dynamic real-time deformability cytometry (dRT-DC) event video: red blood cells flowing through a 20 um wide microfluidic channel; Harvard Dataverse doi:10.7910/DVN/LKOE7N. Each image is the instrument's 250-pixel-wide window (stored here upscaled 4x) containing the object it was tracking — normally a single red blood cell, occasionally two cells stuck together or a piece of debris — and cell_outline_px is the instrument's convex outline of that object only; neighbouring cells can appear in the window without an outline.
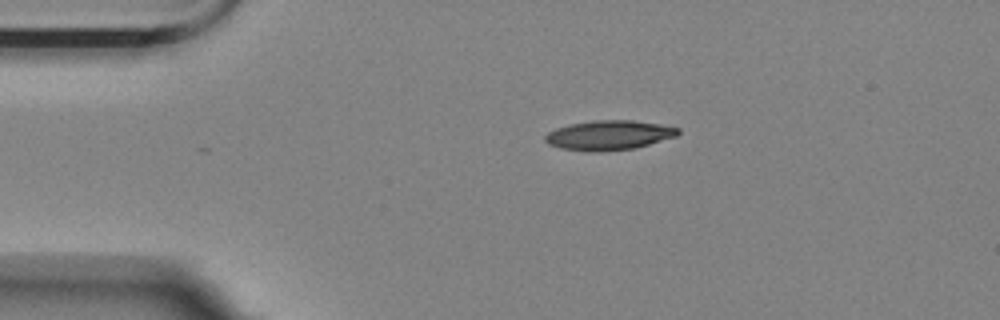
{"species": "Egyptian fruit bat (a non-hibernating species)", "species_latin": "Rousettus aegyptiacus", "temperature_condition": "room temperature", "stored_images_in_passage": 33, "camera_frame_rate_fps": 3000, "um_per_image_px": 0.085, "animal": {"sex": "female"}, "frame": {"image": 1, "passage_image": 1, "time_ms": 0.0, "image_size_px": [1000, 320], "cell_outline_px": [[680, 132], [676, 136], [636, 148], [592, 152], [560, 148], [548, 144], [544, 140], [544, 136], [548, 132], [556, 128], [568, 124], [592, 120], [632, 120], [660, 124], [680, 128]], "centroid_in_image_um": [51.74, 11.48], "position_along_channel_um": 33.3, "area_um2": 23.0}}
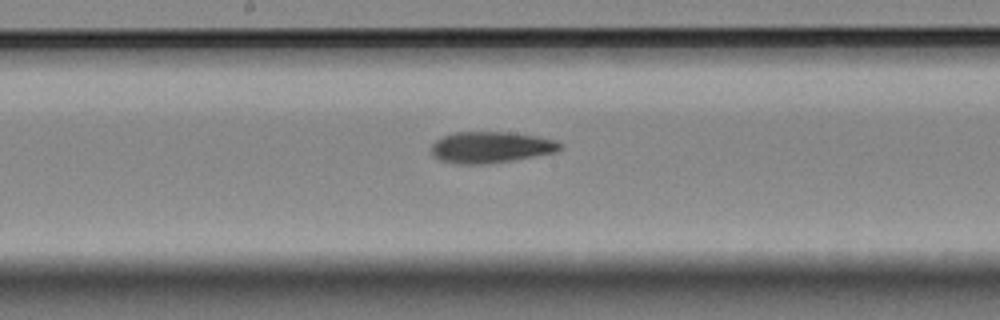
{"frame": {"image": 2, "passage_image": 19, "time_ms": 6.0, "image_size_px": [1000, 320], "cell_outline_px": [[560, 148], [556, 152], [512, 160], [488, 164], [456, 164], [440, 160], [432, 156], [432, 144], [436, 140], [444, 136], [456, 132], [508, 132], [536, 136], [556, 140], [560, 144]], "centroid_in_image_um": [41.69, 12.52], "position_along_channel_um": 206.5, "area_um2": 23.35}}
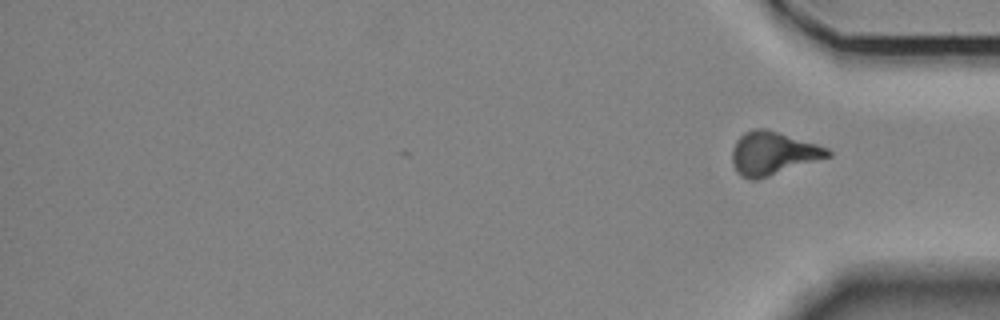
{"frame": {"image": 3, "passage_image": 33, "time_ms": 10.667, "image_size_px": [1000, 320], "cell_outline_px": [[832, 156], [756, 180], [752, 180], [740, 176], [736, 172], [732, 164], [732, 148], [736, 140], [744, 132], [756, 128], [764, 128], [816, 144], [828, 148], [832, 152]], "centroid_in_image_um": [65.67, 13.04], "position_along_channel_um": 369.5, "area_um2": 23.99}, "authors_computed_cell_mechanics": {"area_um2": 23.2356, "velocity_mm_per_s": 3.5132, "shape_relaxation_time_tau1_ms": 8.6974, "shape_relaxation_time_tau2_ms": 8.2708, "deformation_change_tau1": 0.2234, "deformation_change_tau2": 0.1853}}